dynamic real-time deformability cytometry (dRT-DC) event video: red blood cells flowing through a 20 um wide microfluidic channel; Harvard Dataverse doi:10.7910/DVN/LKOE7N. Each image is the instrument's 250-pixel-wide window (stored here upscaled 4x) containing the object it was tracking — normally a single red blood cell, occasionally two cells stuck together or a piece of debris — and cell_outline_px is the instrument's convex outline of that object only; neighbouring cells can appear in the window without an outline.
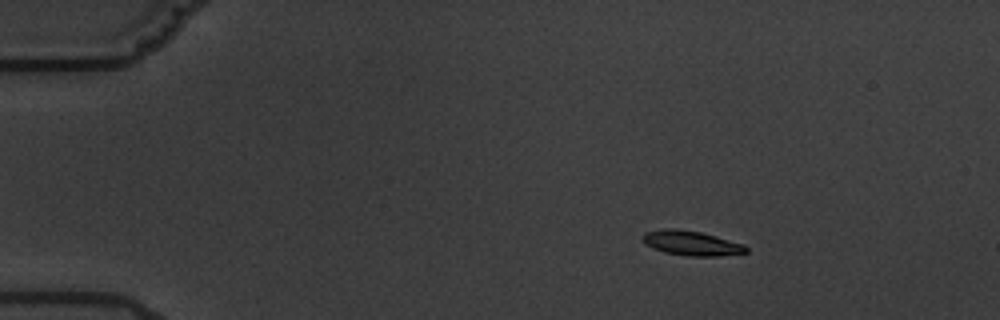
{"species": "common noctule bat (a hibernating species)", "species_latin": "Nyctalus noctula", "temperature_condition": "warm", "stored_images_in_passage": 8, "camera_frame_rate_fps": 3000, "um_per_image_px": 0.085, "animal": {"sex": "male", "body_mass_g": 19.5, "forearm_length_mm": 54.6}, "frame": {"image": 1, "passage_image": 3, "time_ms": 2.667, "image_size_px": [1000, 320], "cell_outline_px": [[748, 252], [720, 256], [688, 256], [664, 252], [652, 248], [644, 244], [644, 232], [664, 228], [676, 228], [700, 232], [744, 244], [748, 248]], "centroid_in_image_um": [58.76, 20.67], "position_along_channel_um": 26.2, "area_um2": 14.85}}
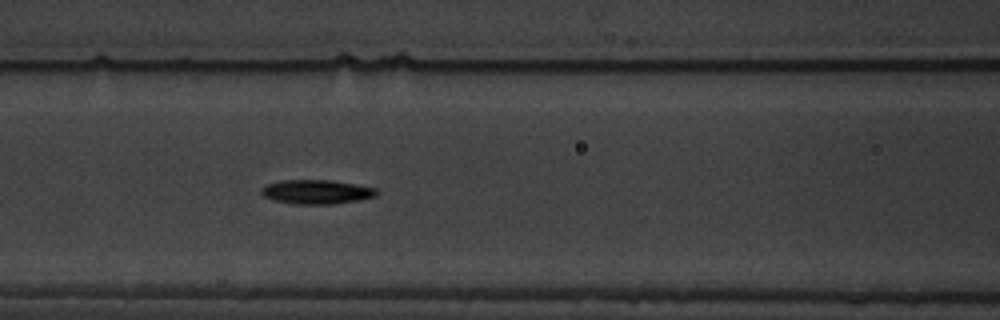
{"frame": {"image": 2, "passage_image": 8, "time_ms": 8.333, "image_size_px": [1000, 320], "cell_outline_px": [[380, 192], [376, 196], [336, 204], [296, 204], [276, 200], [264, 196], [260, 192], [260, 188], [268, 184], [280, 180], [332, 180], [356, 184], [376, 188]], "centroid_in_image_um": [26.93, 16.3], "position_along_channel_um": 139.7, "area_um2": 16.24}}